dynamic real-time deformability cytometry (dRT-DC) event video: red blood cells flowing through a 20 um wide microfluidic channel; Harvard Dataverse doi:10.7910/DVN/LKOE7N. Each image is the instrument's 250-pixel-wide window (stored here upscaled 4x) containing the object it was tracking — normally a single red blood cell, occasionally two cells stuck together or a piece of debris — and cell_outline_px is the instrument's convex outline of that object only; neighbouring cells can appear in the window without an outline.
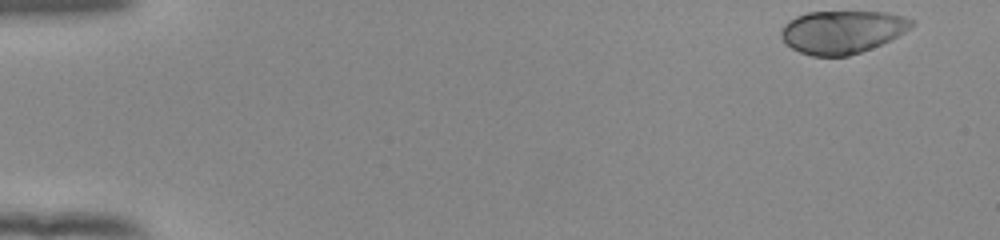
{"species": "human", "species_latin": "Homo sapiens", "temperature_condition": "room temperature", "stored_images_in_passage": 51, "camera_frame_rate_fps": 3000, "um_per_image_px": 0.085, "donor": {"sex": "female"}, "frame": {"image": 1, "passage_image": 1, "time_ms": 0.0, "image_size_px": [1000, 240], "cell_outline_px": [[916, 24], [904, 32], [880, 44], [860, 52], [848, 56], [812, 56], [800, 52], [792, 48], [780, 36], [780, 32], [784, 24], [788, 20], [796, 16], [808, 12], [888, 12], [904, 16], [916, 20]], "centroid_in_image_um": [71.59, 2.7], "position_along_channel_um": 13.4, "area_um2": 32.6}}
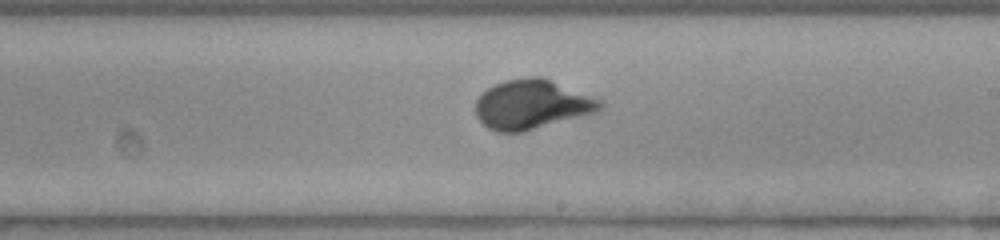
{"frame": {"image": 2, "passage_image": 30, "time_ms": 9.667, "image_size_px": [1000, 240], "cell_outline_px": [[604, 108], [600, 112], [524, 132], [496, 132], [488, 128], [476, 116], [476, 100], [488, 88], [504, 80], [528, 76], [544, 76], [604, 100]], "centroid_in_image_um": [45.3, 8.87], "position_along_channel_um": 243.7, "area_um2": 36.65}}
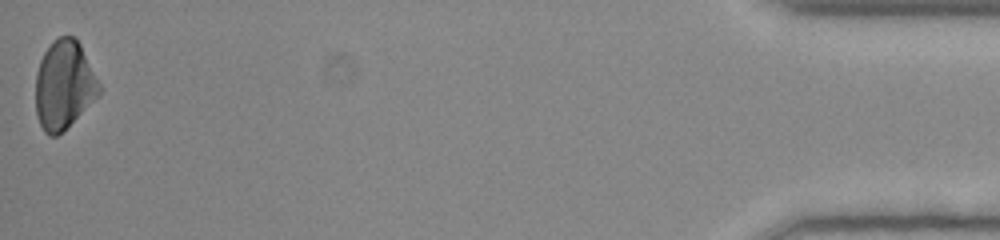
{"frame": {"image": 3, "passage_image": 51, "time_ms": 16.667, "image_size_px": [1000, 240], "cell_outline_px": [[100, 92], [64, 132], [56, 136], [48, 136], [44, 132], [36, 116], [36, 72], [40, 60], [44, 52], [52, 40], [60, 36], [76, 36], [100, 84]], "centroid_in_image_um": [5.41, 7.23], "position_along_channel_um": 429.8, "area_um2": 32.83}, "authors_computed_cell_mechanics": {"area_um2": 33.235, "velocity_mm_per_s": 3.8921, "shape_relaxation_time_tau1_ms": 3.3298, "shape_relaxation_time_tau2_ms": null, "deformation_change_tau1": 0.1875, "deformation_change_tau2": null}}